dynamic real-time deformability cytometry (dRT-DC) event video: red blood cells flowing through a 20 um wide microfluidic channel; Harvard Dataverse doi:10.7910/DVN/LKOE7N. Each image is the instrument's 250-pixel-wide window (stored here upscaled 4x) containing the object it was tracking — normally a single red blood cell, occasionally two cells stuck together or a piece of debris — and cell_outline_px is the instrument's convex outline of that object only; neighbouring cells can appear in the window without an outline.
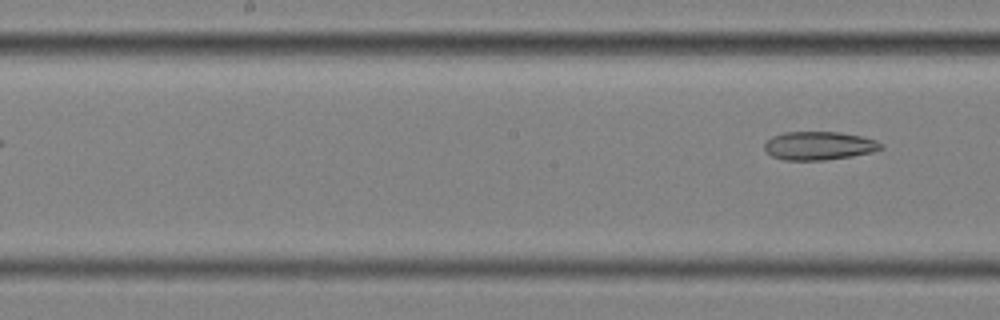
{"species": "common noctule bat (a hibernating species)", "species_latin": "Nyctalus noctula", "temperature_condition": "cold", "stored_images_in_passage": 7, "camera_frame_rate_fps": 3000, "um_per_image_px": 0.085, "animal": {"sex": "female", "body_mass_g": 25.1}, "frame": {"image": 1, "passage_image": 7, "time_ms": 2.0, "image_size_px": [1000, 320], "cell_outline_px": [[884, 148], [872, 152], [852, 156], [824, 160], [784, 160], [772, 156], [764, 148], [764, 144], [772, 136], [784, 132], [840, 132], [860, 136], [876, 140], [884, 144]], "centroid_in_image_um": [69.64, 12.38], "position_along_channel_um": 178.6, "area_um2": 19.31}}